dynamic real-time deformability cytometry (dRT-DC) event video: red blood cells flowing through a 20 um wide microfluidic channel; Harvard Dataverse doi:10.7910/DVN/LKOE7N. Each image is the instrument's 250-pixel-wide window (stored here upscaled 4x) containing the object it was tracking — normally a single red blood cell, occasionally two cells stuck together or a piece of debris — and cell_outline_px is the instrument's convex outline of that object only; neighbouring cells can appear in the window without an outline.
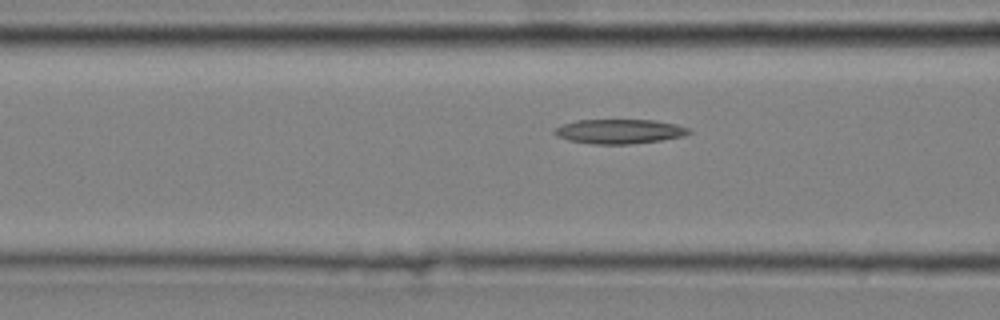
{"species": "common noctule bat (a hibernating species)", "species_latin": "Nyctalus noctula", "temperature_condition": "cold", "stored_images_in_passage": 29, "camera_frame_rate_fps": 3000, "um_per_image_px": 0.085, "animal": {"sex": "male", "body_mass_g": 20.4}, "frame": {"image": 1, "passage_image": 17, "time_ms": 5.333, "image_size_px": [1000, 320], "cell_outline_px": [[692, 132], [684, 136], [660, 140], [628, 144], [592, 144], [568, 140], [556, 136], [552, 132], [556, 128], [564, 124], [576, 120], [656, 120], [676, 124], [688, 128]], "centroid_in_image_um": [52.64, 11.17], "position_along_channel_um": 114.0, "area_um2": 19.13}}
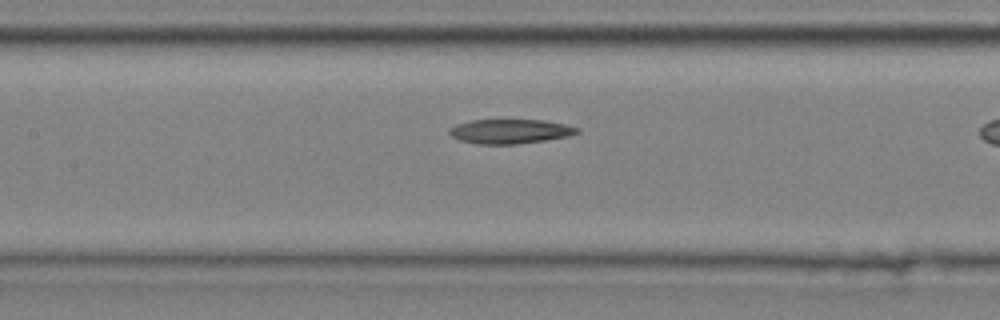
{"frame": {"image": 2, "passage_image": 21, "time_ms": 6.667, "image_size_px": [1000, 320], "cell_outline_px": [[580, 132], [568, 136], [544, 140], [516, 144], [476, 144], [460, 140], [452, 136], [448, 132], [448, 128], [456, 124], [472, 120], [544, 120], [564, 124], [580, 128]], "centroid_in_image_um": [43.34, 11.16], "position_along_channel_um": 164.1, "area_um2": 18.15}}